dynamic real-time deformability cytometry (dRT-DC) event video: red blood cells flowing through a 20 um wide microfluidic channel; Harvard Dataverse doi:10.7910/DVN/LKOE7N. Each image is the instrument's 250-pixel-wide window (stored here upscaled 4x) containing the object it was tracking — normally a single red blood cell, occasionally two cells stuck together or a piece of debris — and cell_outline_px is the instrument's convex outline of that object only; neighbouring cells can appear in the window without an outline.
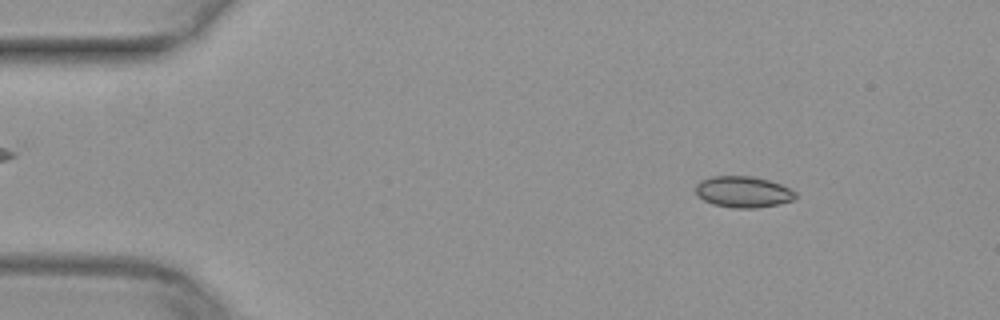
{"species": "common noctule bat (a hibernating species)", "species_latin": "Nyctalus noctula", "temperature_condition": "warm", "stored_images_in_passage": 14, "camera_frame_rate_fps": 3000, "um_per_image_px": 0.085, "animal": {"sex": "female", "body_mass_g": 29.2, "forearm_length_mm": 56.3}, "frame": {"image": 1, "passage_image": 6, "time_ms": 1.667, "image_size_px": [1000, 320], "cell_outline_px": [[796, 196], [792, 200], [780, 204], [756, 208], [732, 208], [712, 204], [696, 196], [696, 184], [700, 180], [712, 176], [752, 176], [768, 180], [780, 184], [796, 192]], "centroid_in_image_um": [63.14, 16.31], "position_along_channel_um": 21.9, "area_um2": 18.26}}
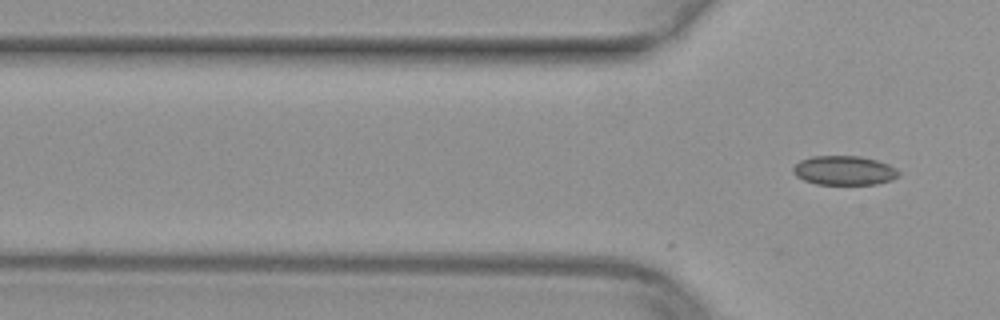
{"frame": {"image": 2, "passage_image": 14, "time_ms": 4.333, "image_size_px": [1000, 320], "cell_outline_px": [[900, 176], [892, 180], [876, 184], [816, 184], [804, 180], [796, 176], [792, 172], [792, 168], [800, 160], [812, 156], [860, 156], [876, 160], [888, 164], [896, 168], [900, 172]], "centroid_in_image_um": [71.76, 14.49], "position_along_channel_um": 54.0, "area_um2": 18.09}}